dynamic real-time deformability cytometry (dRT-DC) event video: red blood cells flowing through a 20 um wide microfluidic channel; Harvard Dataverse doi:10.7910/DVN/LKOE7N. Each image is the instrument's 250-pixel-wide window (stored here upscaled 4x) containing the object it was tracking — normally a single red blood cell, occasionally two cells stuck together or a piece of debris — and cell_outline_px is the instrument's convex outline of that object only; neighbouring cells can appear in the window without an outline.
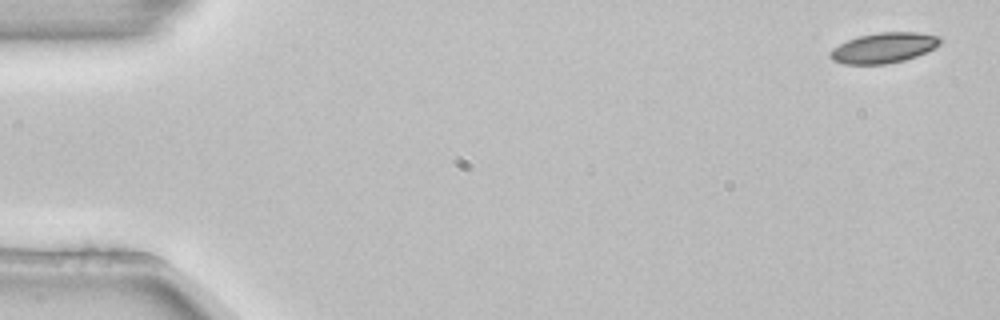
{"species": "common noctule bat (a hibernating species)", "species_latin": "Nyctalus noctula", "temperature_condition": "room temperature", "stored_images_in_passage": 4, "camera_frame_rate_fps": 3000, "um_per_image_px": 0.085, "animal": {"sex": "female", "body_mass_g": 22.7, "forearm_length_mm": 54.2}, "frame": {"image": 1, "passage_image": 1, "time_ms": 0.0, "image_size_px": [1000, 320], "cell_outline_px": [[944, 40], [940, 44], [916, 56], [904, 60], [888, 64], [844, 64], [832, 60], [828, 56], [828, 52], [832, 48], [848, 40], [860, 36], [880, 32], [916, 32], [940, 36]], "centroid_in_image_um": [75.1, 4.07], "position_along_channel_um": 9.9, "area_um2": 19.42}}